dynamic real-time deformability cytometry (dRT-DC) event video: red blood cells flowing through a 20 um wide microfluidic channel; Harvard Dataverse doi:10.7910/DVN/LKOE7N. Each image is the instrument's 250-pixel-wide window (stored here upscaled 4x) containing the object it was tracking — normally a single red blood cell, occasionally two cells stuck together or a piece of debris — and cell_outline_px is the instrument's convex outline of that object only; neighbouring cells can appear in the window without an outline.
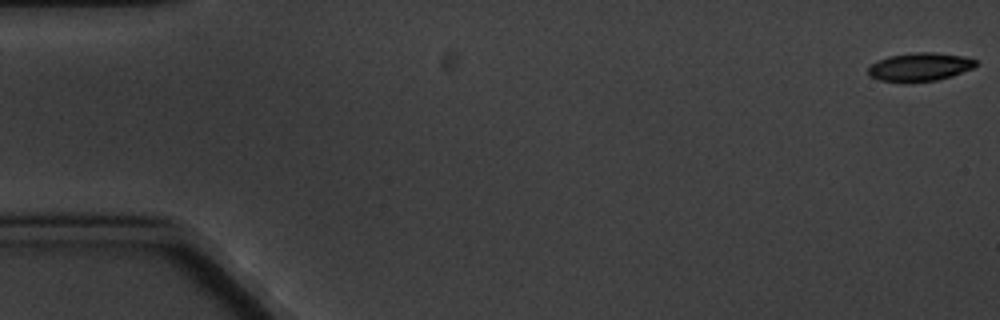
{"species": "common noctule bat (a hibernating species)", "species_latin": "Nyctalus noctula", "temperature_condition": "cold", "stored_images_in_passage": 6, "camera_frame_rate_fps": 3000, "um_per_image_px": 0.085, "animal": {"sex": "male", "body_mass_g": 20.1, "forearm_length_mm": 53.5}, "frame": {"image": 1, "passage_image": 1, "time_ms": 0.0, "image_size_px": [1000, 320], "cell_outline_px": [[976, 64], [972, 68], [952, 76], [936, 80], [908, 84], [904, 84], [880, 80], [868, 76], [868, 68], [876, 60], [888, 56], [916, 52], [936, 52], [964, 56], [976, 60]], "centroid_in_image_um": [78.13, 5.71], "position_along_channel_um": 6.9, "area_um2": 18.21}}
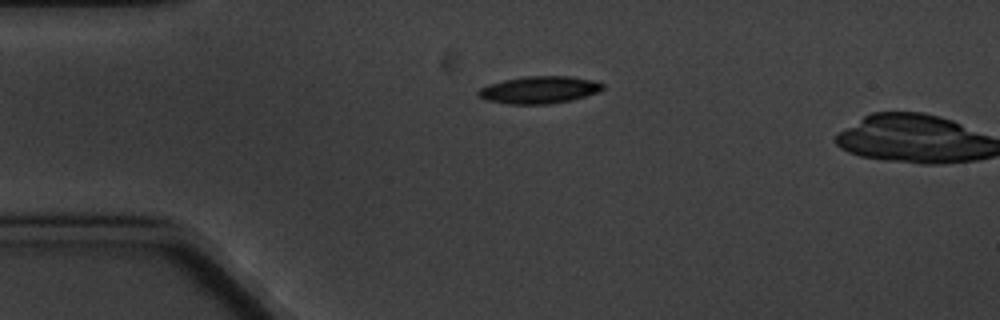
{"frame": {"image": 2, "passage_image": 5, "time_ms": 4.333, "image_size_px": [1000, 320], "cell_outline_px": [[604, 88], [600, 92], [572, 100], [548, 104], [508, 104], [484, 100], [476, 92], [480, 88], [488, 84], [504, 80], [528, 76], [568, 76], [592, 80], [604, 84]], "centroid_in_image_um": [45.84, 7.64], "position_along_channel_um": 39.2, "area_um2": 19.83}}